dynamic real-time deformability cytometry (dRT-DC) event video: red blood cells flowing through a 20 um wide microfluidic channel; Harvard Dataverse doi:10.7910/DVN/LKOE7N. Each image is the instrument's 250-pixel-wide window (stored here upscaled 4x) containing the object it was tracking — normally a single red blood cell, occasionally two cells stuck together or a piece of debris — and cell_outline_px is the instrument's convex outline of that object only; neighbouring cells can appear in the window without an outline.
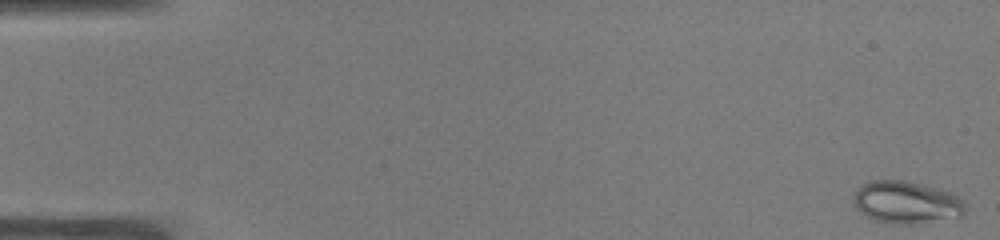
{"species": "common noctule bat (a hibernating species)", "species_latin": "Nyctalus noctula", "temperature_condition": "warm", "stored_images_in_passage": 52, "camera_frame_rate_fps": 3000, "um_per_image_px": 0.085, "animal": {"sex": "male", "body_mass_g": 19.0, "forearm_length_mm": 50.8}, "frame": {"image": 1, "passage_image": 1, "time_ms": 0.0, "image_size_px": [1000, 240], "cell_outline_px": [[964, 212], [960, 216], [912, 224], [900, 224], [876, 220], [868, 216], [856, 208], [852, 200], [856, 188], [860, 184], [872, 180], [904, 180], [924, 184], [940, 188], [956, 196], [964, 204]], "centroid_in_image_um": [76.98, 17.17], "position_along_channel_um": 8.0, "area_um2": 27.34}}
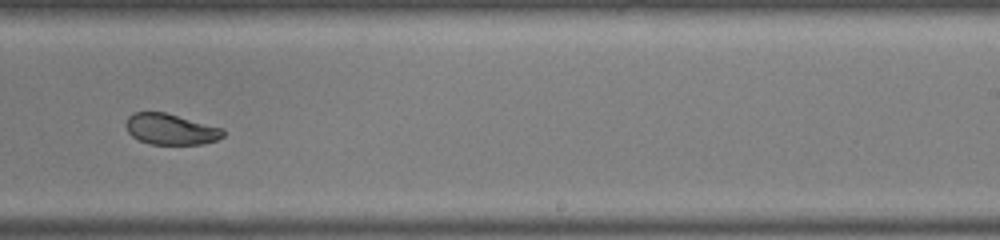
{"frame": {"image": 2, "passage_image": 33, "time_ms": 10.667, "image_size_px": [1000, 240], "cell_outline_px": [[224, 136], [216, 140], [204, 144], [148, 144], [132, 136], [128, 132], [124, 124], [128, 116], [132, 112], [164, 112], [224, 128]], "centroid_in_image_um": [14.5, 10.98], "position_along_channel_um": 274.5, "area_um2": 17.63}}
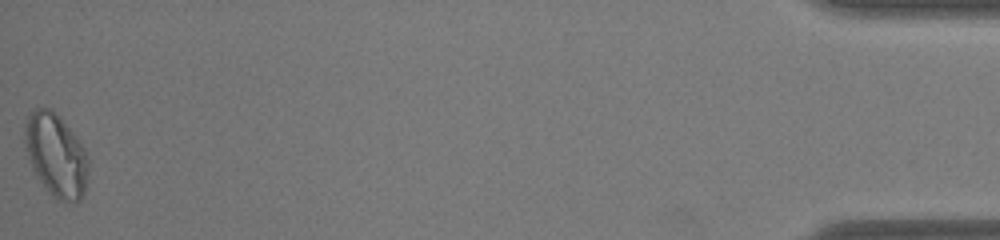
{"frame": {"image": 3, "passage_image": 52, "time_ms": 17.0, "image_size_px": [1000, 240], "cell_outline_px": [[88, 168], [84, 196], [80, 200], [72, 204], [56, 200], [48, 192], [36, 176], [32, 168], [24, 140], [24, 124], [28, 116], [36, 108], [52, 108], [56, 112], [72, 132], [84, 148], [88, 156]], "centroid_in_image_um": [4.77, 13.22], "position_along_channel_um": 430.4, "area_um2": 30.92}, "authors_computed_cell_mechanics": {"area_um2": 21.7906, "velocity_mm_per_s": 3.9127, "shape_relaxation_time_tau1_ms": 6.8702, "shape_relaxation_time_tau2_ms": 0.8182, "deformation_change_tau1": 0.1681, "deformation_change_tau2": 0.0447}}